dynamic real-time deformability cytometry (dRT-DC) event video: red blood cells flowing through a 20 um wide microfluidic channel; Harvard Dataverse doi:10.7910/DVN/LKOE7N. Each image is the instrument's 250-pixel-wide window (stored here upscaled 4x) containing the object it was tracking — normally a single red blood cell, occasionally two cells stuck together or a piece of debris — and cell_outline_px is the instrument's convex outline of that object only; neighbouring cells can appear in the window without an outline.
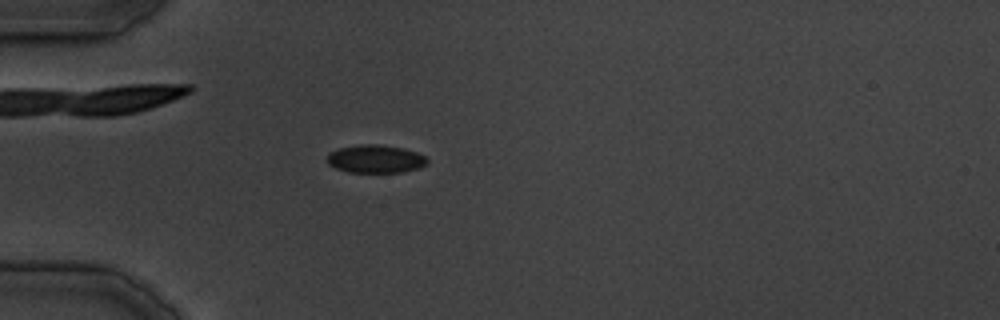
{"species": "common noctule bat (a hibernating species)", "species_latin": "Nyctalus noctula", "temperature_condition": "cold", "stored_images_in_passage": 28, "camera_frame_rate_fps": 3000, "um_per_image_px": 0.085, "animal": {"sex": "male", "body_mass_g": 19.5, "forearm_length_mm": 54.6}, "frame": {"image": 1, "passage_image": 1, "time_ms": 0.0, "image_size_px": [1000, 320], "cell_outline_px": [[428, 164], [420, 168], [400, 172], [348, 172], [336, 168], [328, 164], [328, 152], [340, 148], [360, 144], [376, 144], [404, 148], [416, 152], [424, 156], [428, 160]], "centroid_in_image_um": [31.93, 13.51], "position_along_channel_um": 53.1, "area_um2": 16.36}}
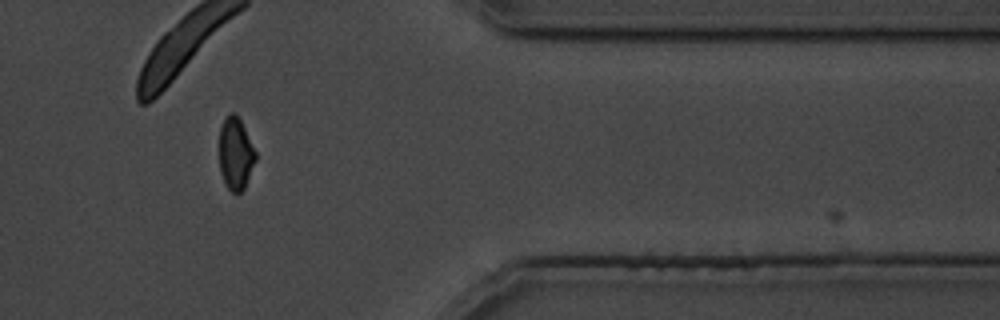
{"frame": {"image": 2, "passage_image": 22, "time_ms": 25.0, "image_size_px": [1000, 320], "cell_outline_px": [[256, 160], [244, 188], [240, 192], [232, 192], [228, 188], [220, 172], [220, 128], [228, 112], [232, 112], [240, 120], [256, 152]], "centroid_in_image_um": [20.03, 13.06], "position_along_channel_um": 391.4, "area_um2": 14.97}}
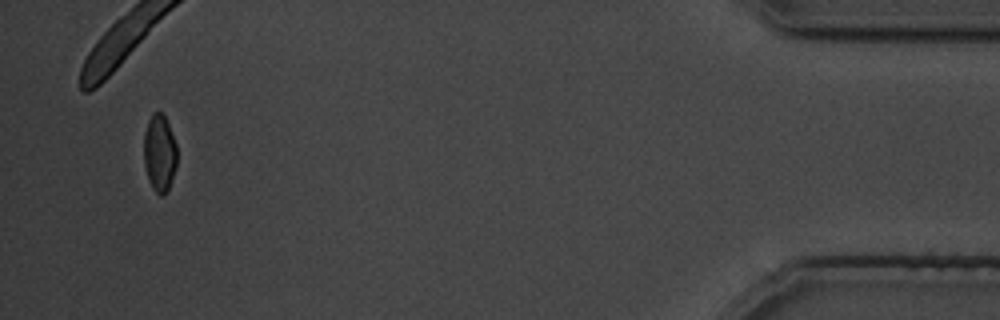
{"frame": {"image": 3, "passage_image": 27, "time_ms": 30.667, "image_size_px": [1000, 320], "cell_outline_px": [[176, 164], [168, 192], [160, 196], [156, 192], [148, 176], [144, 164], [144, 132], [148, 120], [152, 112], [160, 112], [164, 116], [168, 124], [176, 144]], "centroid_in_image_um": [13.55, 12.99], "position_along_channel_um": 421.6, "area_um2": 14.68}}